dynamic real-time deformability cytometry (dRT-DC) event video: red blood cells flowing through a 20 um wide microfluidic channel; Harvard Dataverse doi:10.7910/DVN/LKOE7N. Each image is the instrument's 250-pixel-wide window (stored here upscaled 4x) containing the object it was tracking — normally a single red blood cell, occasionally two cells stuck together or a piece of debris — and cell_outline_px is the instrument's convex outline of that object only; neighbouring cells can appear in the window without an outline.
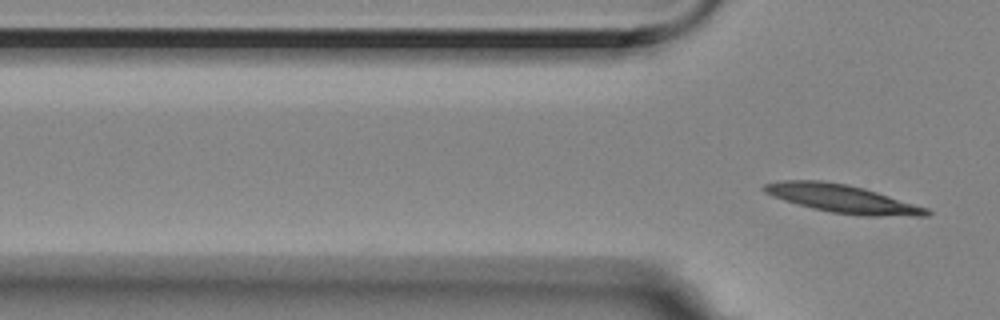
{"species": "Egyptian fruit bat (a non-hibernating species)", "species_latin": "Rousettus aegyptiacus", "temperature_condition": "room temperature", "stored_images_in_passage": 2, "camera_frame_rate_fps": 3000, "um_per_image_px": 0.085, "animal": {"sex": "female"}, "frame": {"image": 1, "passage_image": 2, "time_ms": 0.333, "image_size_px": [1000, 320], "cell_outline_px": [[932, 212], [928, 216], [864, 216], [832, 212], [812, 208], [784, 200], [772, 196], [764, 192], [760, 188], [764, 184], [780, 180], [820, 180], [844, 184], [864, 188], [928, 208]], "centroid_in_image_um": [71.58, 16.89], "position_along_channel_um": 54.2, "area_um2": 26.53}}